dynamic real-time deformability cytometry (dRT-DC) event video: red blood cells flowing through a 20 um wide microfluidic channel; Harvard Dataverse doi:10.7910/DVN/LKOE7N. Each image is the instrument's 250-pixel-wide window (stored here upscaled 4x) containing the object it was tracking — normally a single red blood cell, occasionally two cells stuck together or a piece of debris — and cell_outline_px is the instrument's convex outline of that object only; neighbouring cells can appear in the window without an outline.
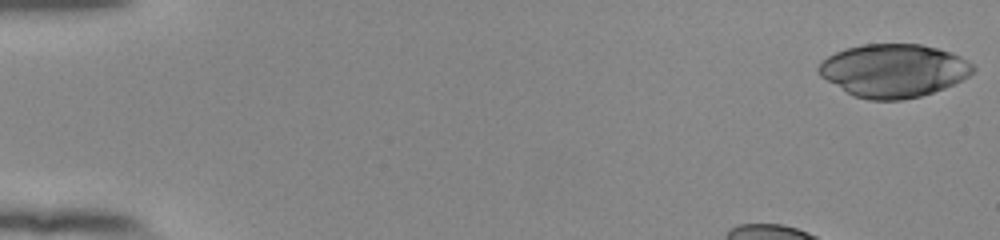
{"species": "human", "species_latin": "Homo sapiens", "temperature_condition": "room temperature", "stored_images_in_passage": 44, "camera_frame_rate_fps": 3000, "um_per_image_px": 0.085, "donor": {"sex": "female"}, "frame": {"image": 1, "passage_image": 1, "time_ms": 0.0, "image_size_px": [1000, 240], "cell_outline_px": [[976, 68], [968, 76], [944, 88], [920, 96], [900, 100], [868, 100], [856, 96], [848, 92], [820, 76], [816, 72], [816, 68], [820, 60], [844, 48], [864, 44], [920, 44], [952, 52], [960, 56], [972, 64]], "centroid_in_image_um": [75.92, 5.98], "position_along_channel_um": 9.1, "area_um2": 47.69}}
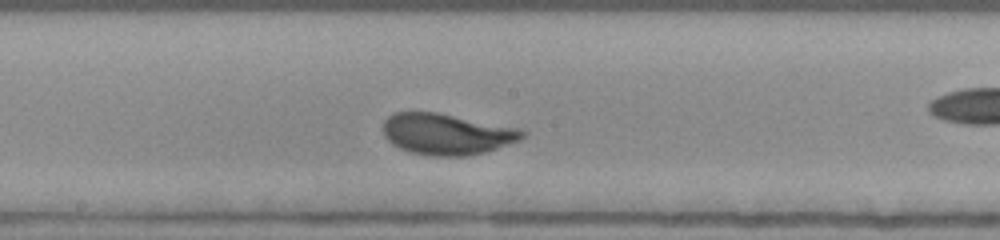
{"frame": {"image": 2, "passage_image": 26, "time_ms": 8.333, "image_size_px": [1000, 240], "cell_outline_px": [[528, 132], [520, 140], [484, 152], [464, 156], [432, 156], [408, 152], [392, 144], [384, 136], [384, 120], [388, 116], [396, 112], [436, 112], [516, 128]], "centroid_in_image_um": [37.93, 11.4], "position_along_channel_um": 210.3, "area_um2": 33.06}}
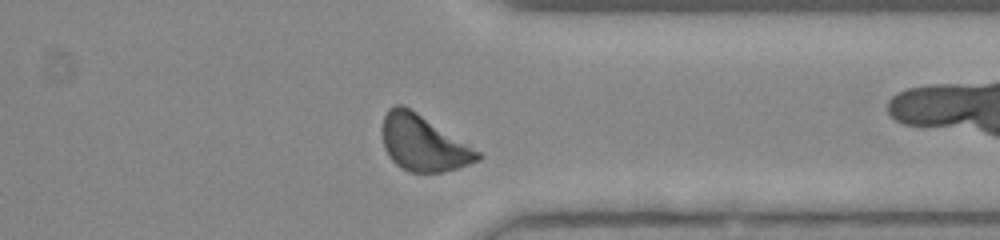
{"frame": {"image": 3, "passage_image": 39, "time_ms": 12.667, "image_size_px": [1000, 240], "cell_outline_px": [[484, 156], [480, 160], [456, 168], [440, 172], [408, 172], [400, 168], [388, 156], [384, 148], [380, 128], [384, 116], [388, 108], [396, 104], [400, 104], [416, 112], [480, 152]], "centroid_in_image_um": [35.92, 12.17], "position_along_channel_um": 375.5, "area_um2": 30.81}, "authors_computed_cell_mechanics": {"area_um2": 32.6281, "velocity_mm_per_s": 3.8324, "shape_relaxation_time_tau1_ms": 3.2565, "shape_relaxation_time_tau2_ms": null, "deformation_change_tau1": 0.1471, "deformation_change_tau2": null}}